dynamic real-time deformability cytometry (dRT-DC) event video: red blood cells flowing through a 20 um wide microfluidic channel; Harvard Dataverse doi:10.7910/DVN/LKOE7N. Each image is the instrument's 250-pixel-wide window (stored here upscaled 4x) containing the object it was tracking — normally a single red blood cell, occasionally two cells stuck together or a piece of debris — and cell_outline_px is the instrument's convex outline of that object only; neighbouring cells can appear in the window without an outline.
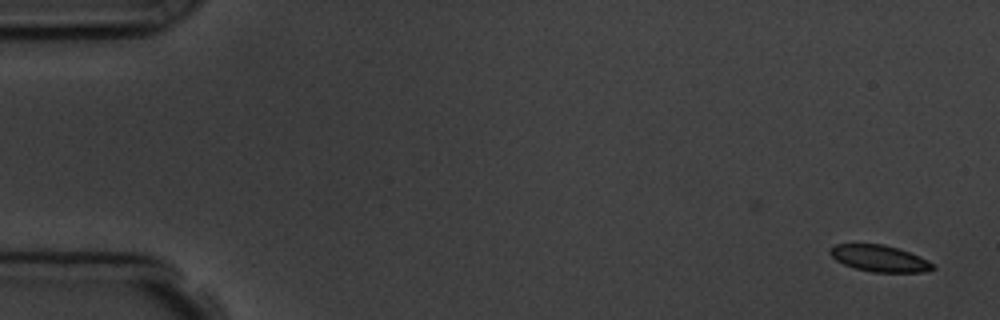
{"species": "common noctule bat (a hibernating species)", "species_latin": "Nyctalus noctula", "temperature_condition": "room temperature", "stored_images_in_passage": 2, "camera_frame_rate_fps": 3000, "um_per_image_px": 0.085, "animal": {"sex": "male", "body_mass_g": 19.5, "forearm_length_mm": 54.6}, "frame": {"image": 1, "passage_image": 2, "time_ms": 1.0, "image_size_px": [1000, 320], "cell_outline_px": [[936, 268], [924, 272], [872, 272], [856, 268], [844, 264], [836, 260], [828, 252], [836, 244], [884, 244], [908, 252], [928, 260], [936, 264]], "centroid_in_image_um": [74.79, 21.97], "position_along_channel_um": 10.2, "area_um2": 15.72}}